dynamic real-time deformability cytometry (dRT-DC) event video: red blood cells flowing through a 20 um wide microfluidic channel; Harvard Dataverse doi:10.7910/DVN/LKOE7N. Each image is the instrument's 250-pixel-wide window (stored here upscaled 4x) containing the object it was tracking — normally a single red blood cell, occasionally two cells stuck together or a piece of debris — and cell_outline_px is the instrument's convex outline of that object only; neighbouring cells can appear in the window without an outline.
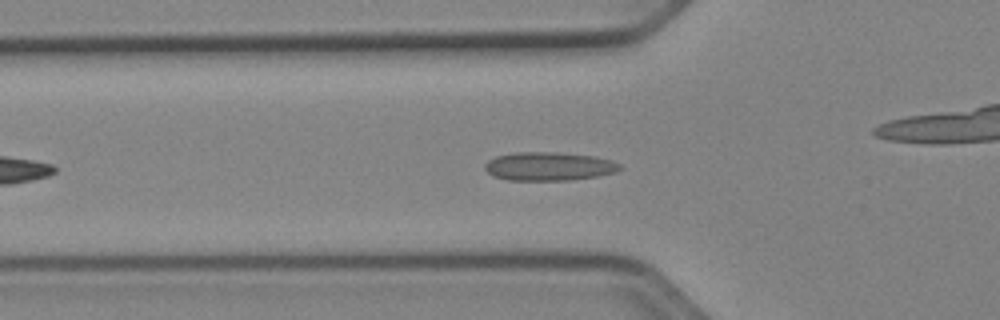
{"species": "Egyptian fruit bat (a non-hibernating species)", "species_latin": "Rousettus aegyptiacus", "temperature_condition": "cold", "stored_images_in_passage": 35, "camera_frame_rate_fps": 3000, "um_per_image_px": 0.085, "animal": {"sex": "female"}, "frame": {"image": 1, "passage_image": 8, "time_ms": 2.333, "image_size_px": [1000, 320], "cell_outline_px": [[624, 168], [616, 172], [596, 176], [568, 180], [508, 180], [492, 176], [484, 168], [484, 164], [488, 160], [496, 156], [516, 152], [556, 152], [592, 156], [612, 160], [620, 164]], "centroid_in_image_um": [46.65, 14.14], "position_along_channel_um": 79.2, "area_um2": 22.48}}
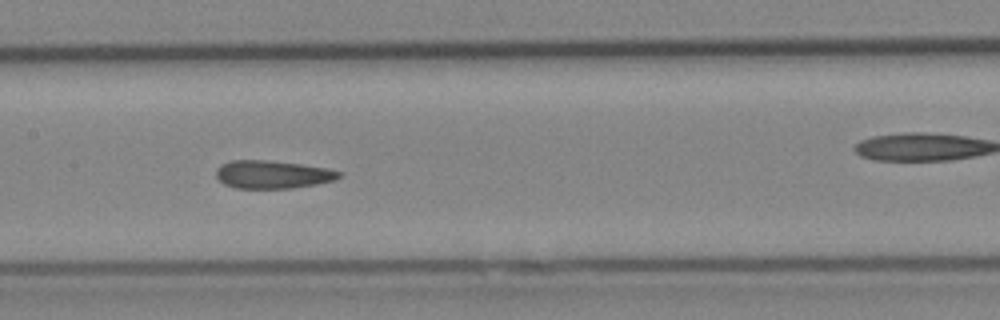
{"frame": {"image": 2, "passage_image": 16, "time_ms": 5.0, "image_size_px": [1000, 320], "cell_outline_px": [[344, 176], [336, 180], [316, 184], [292, 188], [236, 188], [224, 184], [216, 176], [216, 168], [220, 164], [228, 160], [264, 160], [300, 164], [328, 168], [340, 172]], "centroid_in_image_um": [23.17, 14.82], "position_along_channel_um": 184.2, "area_um2": 20.17}}
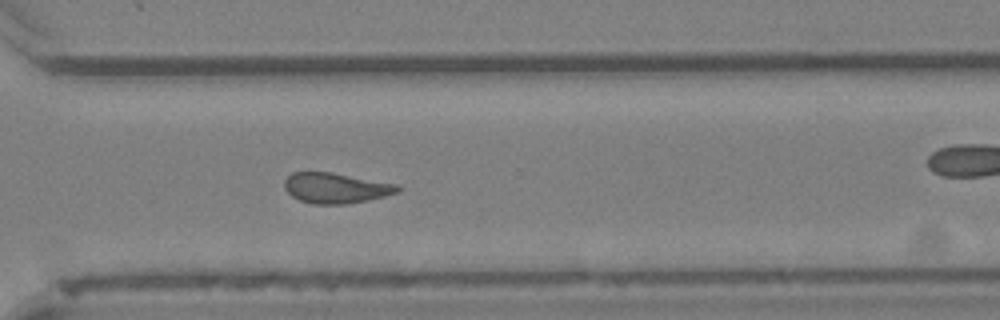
{"frame": {"image": 3, "passage_image": 28, "time_ms": 9.0, "image_size_px": [1000, 320], "cell_outline_px": [[400, 192], [368, 200], [344, 204], [312, 204], [300, 200], [292, 196], [284, 188], [284, 180], [292, 172], [332, 172], [400, 184]], "centroid_in_image_um": [28.57, 15.97], "position_along_channel_um": 342.0, "area_um2": 20.23}, "authors_computed_cell_mechanics": {"area_um2": 20.3456, "velocity_mm_per_s": 3.9448, "shape_relaxation_time_tau1_ms": null, "shape_relaxation_time_tau2_ms": 1.9054, "deformation_change_tau1": null, "deformation_change_tau2": 0.0779}}